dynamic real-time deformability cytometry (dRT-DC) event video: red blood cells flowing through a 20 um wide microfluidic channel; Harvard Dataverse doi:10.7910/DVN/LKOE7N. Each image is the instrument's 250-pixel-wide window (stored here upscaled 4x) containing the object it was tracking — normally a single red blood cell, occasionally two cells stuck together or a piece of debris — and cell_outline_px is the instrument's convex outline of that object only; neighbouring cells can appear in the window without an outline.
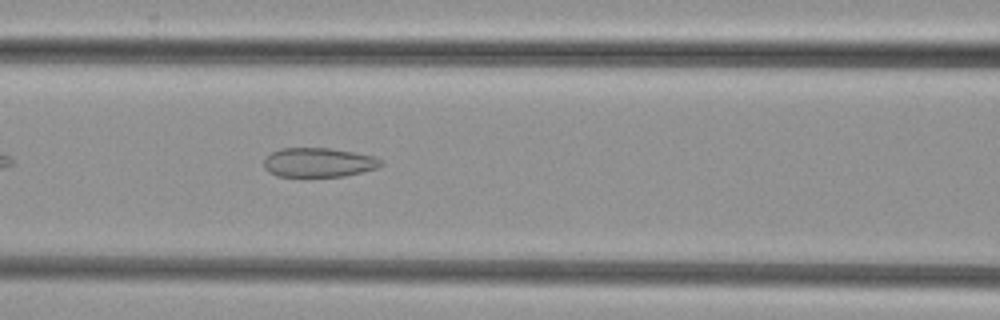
{"species": "common noctule bat (a hibernating species)", "species_latin": "Nyctalus noctula", "temperature_condition": "cold", "stored_images_in_passage": 38, "camera_frame_rate_fps": 3000, "um_per_image_px": 0.085, "animal": {"sex": "female", "body_mass_g": 29.2, "forearm_length_mm": 56.3}, "frame": {"image": 1, "passage_image": 9, "time_ms": 2.667, "image_size_px": [1000, 320], "cell_outline_px": [[384, 164], [376, 168], [344, 176], [276, 176], [268, 172], [264, 168], [264, 156], [280, 148], [332, 148], [376, 156]], "centroid_in_image_um": [27.05, 13.8], "position_along_channel_um": 139.6, "area_um2": 20.06}}
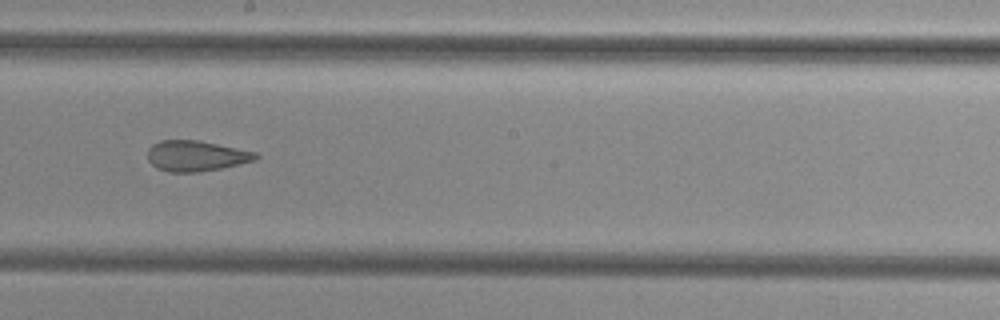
{"frame": {"image": 2, "passage_image": 16, "time_ms": 5.0, "image_size_px": [1000, 320], "cell_outline_px": [[260, 156], [256, 160], [220, 168], [200, 172], [168, 172], [156, 168], [148, 160], [148, 148], [152, 144], [160, 140], [200, 140], [256, 152]], "centroid_in_image_um": [16.65, 13.25], "position_along_channel_um": 231.6, "area_um2": 19.36}}
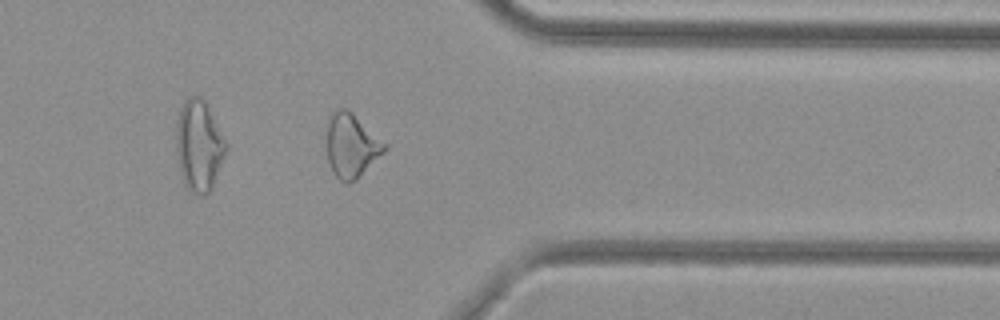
{"frame": {"image": 3, "passage_image": 28, "time_ms": 9.0, "image_size_px": [1000, 320], "cell_outline_px": [[388, 148], [356, 180], [348, 184], [344, 184], [332, 172], [328, 160], [328, 120], [336, 108], [344, 108], [352, 112], [388, 144]], "centroid_in_image_um": [29.9, 12.39], "position_along_channel_um": 381.5, "area_um2": 21.5}}